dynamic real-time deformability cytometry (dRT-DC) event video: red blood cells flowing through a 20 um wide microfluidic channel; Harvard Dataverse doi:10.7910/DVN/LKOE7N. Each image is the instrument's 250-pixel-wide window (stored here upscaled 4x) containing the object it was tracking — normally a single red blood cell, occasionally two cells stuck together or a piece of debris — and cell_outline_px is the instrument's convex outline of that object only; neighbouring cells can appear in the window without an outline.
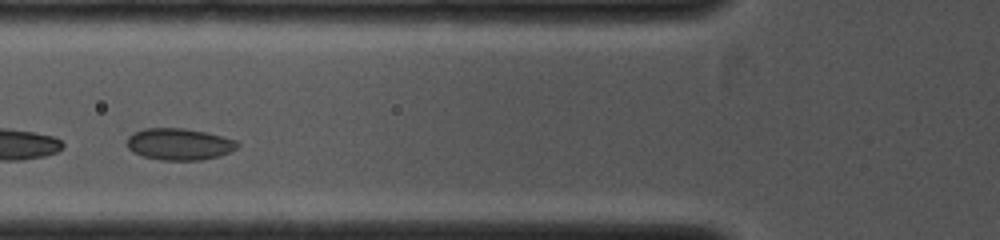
{"species": "common noctule bat (a hibernating species)", "species_latin": "Nyctalus noctula", "temperature_condition": "cold", "stored_images_in_passage": 6, "camera_frame_rate_fps": 4000, "um_per_image_px": 0.085, "animal": {"sex": "female", "body_mass_g": 19.0, "forearm_length_mm": 53.3}, "frame": {"image": 1, "passage_image": 4, "time_ms": 1.0, "image_size_px": [1000, 240], "cell_outline_px": [[240, 144], [236, 148], [220, 156], [200, 160], [160, 160], [144, 156], [128, 148], [128, 136], [144, 128], [184, 128], [204, 132], [236, 140]], "centroid_in_image_um": [15.25, 12.25], "position_along_channel_um": 110.6, "area_um2": 20.11}}